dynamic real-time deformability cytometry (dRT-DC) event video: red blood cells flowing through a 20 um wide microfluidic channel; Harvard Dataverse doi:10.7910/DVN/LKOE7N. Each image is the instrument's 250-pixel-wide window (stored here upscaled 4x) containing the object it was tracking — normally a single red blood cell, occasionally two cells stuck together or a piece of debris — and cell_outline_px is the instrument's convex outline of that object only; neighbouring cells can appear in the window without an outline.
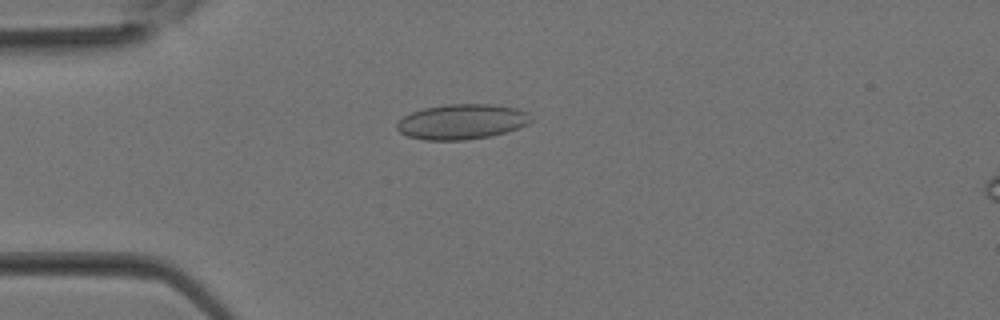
{"species": "Egyptian fruit bat (a non-hibernating species)", "species_latin": "Rousettus aegyptiacus", "temperature_condition": "room temperature", "stored_images_in_passage": 17, "camera_frame_rate_fps": 3000, "um_per_image_px": 0.085, "animal": {"sex": "female"}, "frame": {"image": 1, "passage_image": 6, "time_ms": 1.667, "image_size_px": [1000, 320], "cell_outline_px": [[536, 120], [528, 124], [492, 136], [464, 140], [424, 140], [408, 136], [400, 132], [396, 128], [396, 124], [404, 116], [412, 112], [424, 108], [448, 104], [492, 104], [516, 108], [528, 112]], "centroid_in_image_um": [39.29, 10.34], "position_along_channel_um": 45.7, "area_um2": 27.57}}
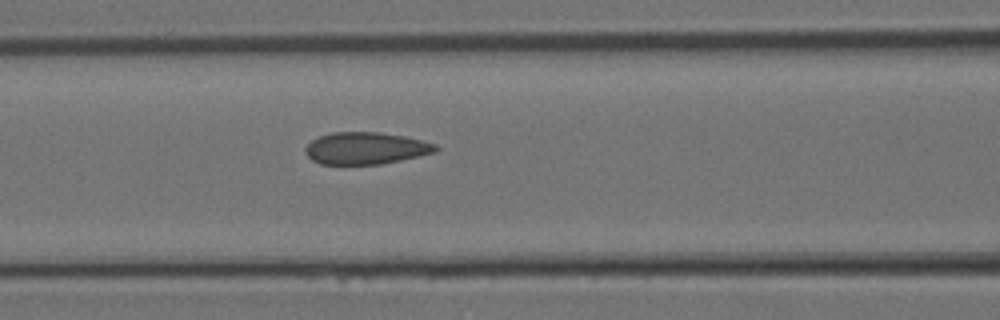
{"frame": {"image": 2, "passage_image": 11, "time_ms": 3.333, "image_size_px": [1000, 320], "cell_outline_px": [[440, 148], [436, 152], [420, 156], [380, 164], [320, 164], [312, 160], [304, 152], [304, 148], [312, 140], [320, 136], [332, 132], [376, 132], [404, 136], [424, 140], [436, 144]], "centroid_in_image_um": [31.11, 12.6], "position_along_channel_um": 135.5, "area_um2": 24.39}}
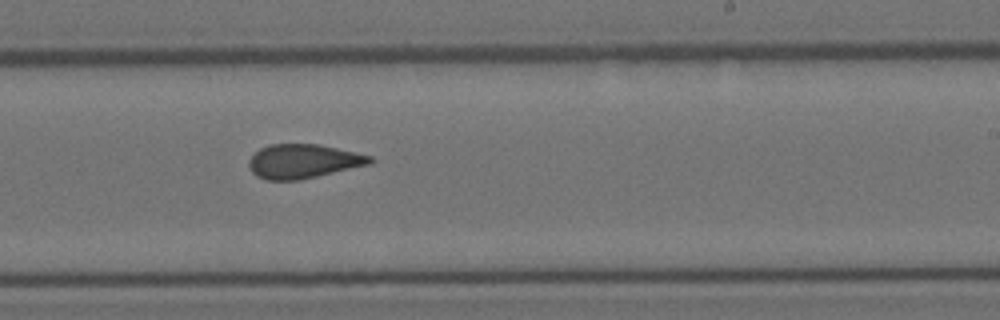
{"frame": {"image": 3, "passage_image": 17, "time_ms": 5.333, "image_size_px": [1000, 320], "cell_outline_px": [[376, 160], [372, 164], [300, 180], [268, 180], [256, 176], [252, 172], [248, 164], [248, 160], [260, 148], [268, 144], [320, 144], [356, 152], [372, 156]], "centroid_in_image_um": [25.81, 13.7], "position_along_channel_um": 263.2, "area_um2": 24.33}}